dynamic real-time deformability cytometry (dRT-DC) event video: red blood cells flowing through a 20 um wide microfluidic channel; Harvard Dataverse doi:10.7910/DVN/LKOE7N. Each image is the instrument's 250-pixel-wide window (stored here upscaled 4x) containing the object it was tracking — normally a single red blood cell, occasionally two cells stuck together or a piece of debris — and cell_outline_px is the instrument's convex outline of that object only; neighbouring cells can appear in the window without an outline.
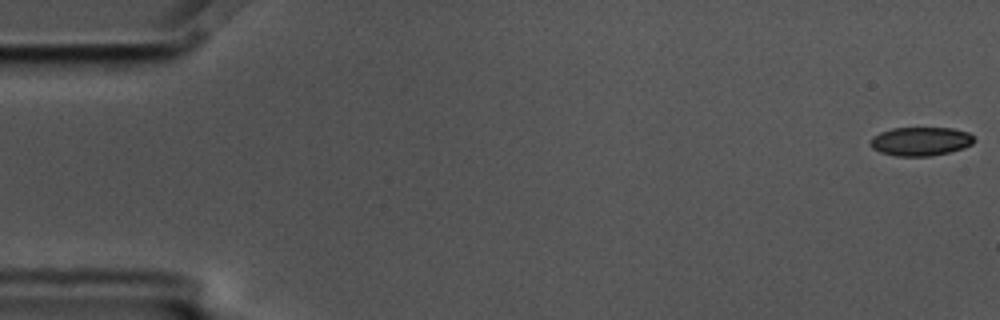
{"species": "common noctule bat (a hibernating species)", "species_latin": "Nyctalus noctula", "temperature_condition": "cold", "stored_images_in_passage": 5, "camera_frame_rate_fps": 3000, "um_per_image_px": 0.085, "animal": {"sex": "male", "body_mass_g": 17.5, "forearm_length_mm": 52.3}, "frame": {"image": 1, "passage_image": 1, "time_ms": 0.0, "image_size_px": [1000, 320], "cell_outline_px": [[976, 140], [972, 144], [964, 148], [932, 156], [896, 156], [880, 152], [872, 148], [868, 144], [872, 136], [880, 132], [892, 128], [952, 128], [968, 132]], "centroid_in_image_um": [78.23, 12.01], "position_along_channel_um": 6.8, "area_um2": 17.51}}
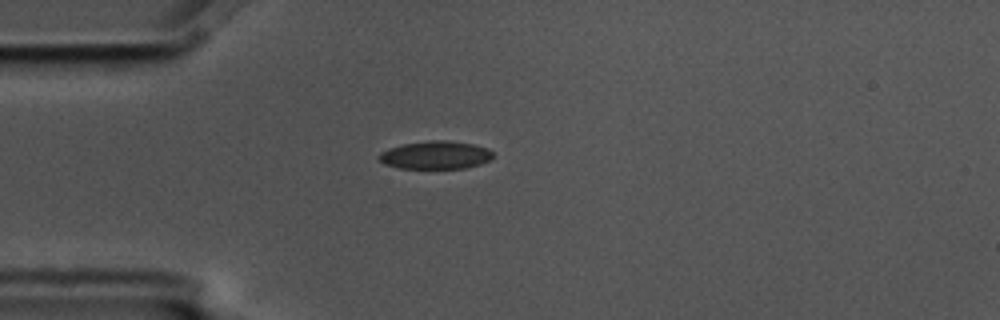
{"frame": {"image": 2, "passage_image": 5, "time_ms": 1.333, "image_size_px": [1000, 320], "cell_outline_px": [[492, 156], [488, 160], [480, 164], [464, 168], [400, 168], [384, 164], [380, 160], [380, 152], [388, 148], [404, 144], [432, 140], [444, 140], [472, 144], [488, 148], [492, 152]], "centroid_in_image_um": [37.01, 13.18], "position_along_channel_um": 48.0, "area_um2": 18.32}}